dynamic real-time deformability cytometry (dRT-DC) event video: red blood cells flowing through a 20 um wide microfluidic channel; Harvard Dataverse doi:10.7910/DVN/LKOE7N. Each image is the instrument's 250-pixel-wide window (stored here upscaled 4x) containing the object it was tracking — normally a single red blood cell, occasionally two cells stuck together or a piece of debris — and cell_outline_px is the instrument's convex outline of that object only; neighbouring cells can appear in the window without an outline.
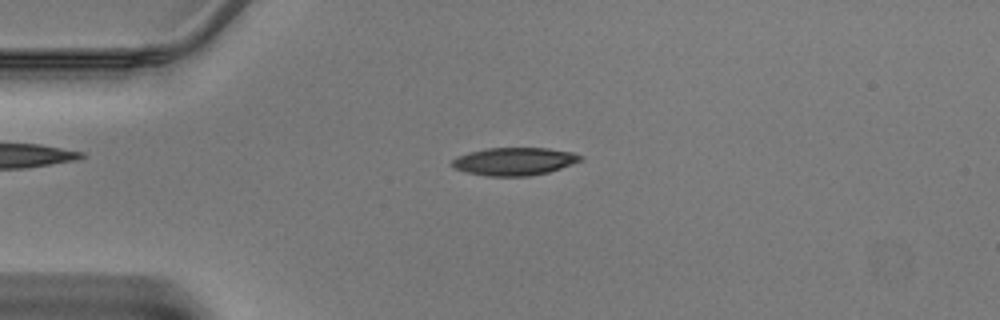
{"species": "Egyptian fruit bat (a non-hibernating species)", "species_latin": "Rousettus aegyptiacus", "temperature_condition": "warm", "stored_images_in_passage": 44, "camera_frame_rate_fps": 3000, "um_per_image_px": 0.085, "animal": {"sex": "male"}, "frame": {"image": 1, "passage_image": 10, "time_ms": 3.0, "image_size_px": [1000, 320], "cell_outline_px": [[584, 160], [548, 172], [532, 176], [488, 176], [468, 172], [452, 168], [448, 164], [456, 156], [468, 152], [484, 148], [548, 148], [572, 152], [584, 156]], "centroid_in_image_um": [43.69, 13.71], "position_along_channel_um": 41.3, "area_um2": 21.1}}
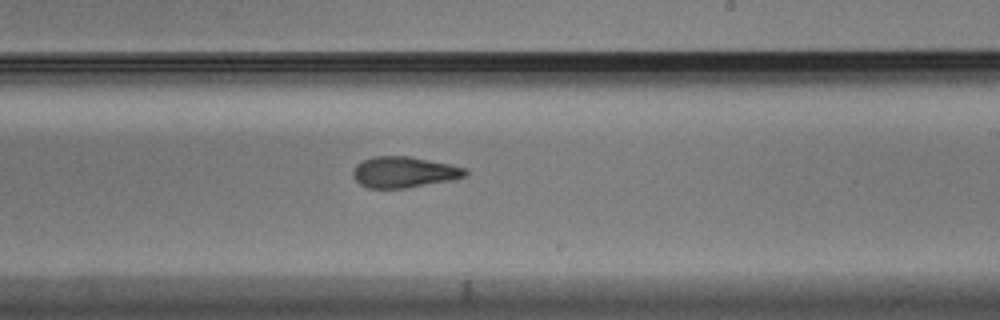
{"frame": {"image": 2, "passage_image": 26, "time_ms": 8.333, "image_size_px": [1000, 320], "cell_outline_px": [[468, 176], [452, 180], [408, 188], [368, 188], [360, 184], [352, 176], [352, 172], [356, 164], [372, 156], [408, 156], [448, 164], [464, 168], [468, 172]], "centroid_in_image_um": [34.32, 14.64], "position_along_channel_um": 254.7, "area_um2": 20.29}}
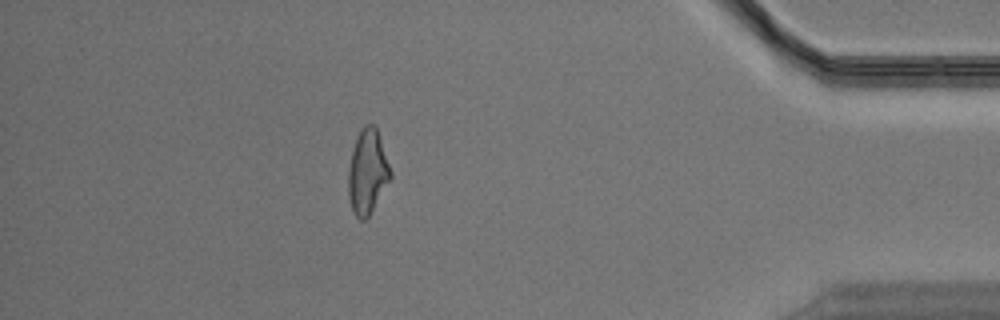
{"frame": {"image": 3, "passage_image": 39, "time_ms": 12.667, "image_size_px": [1000, 320], "cell_outline_px": [[392, 176], [368, 216], [364, 220], [360, 220], [352, 212], [348, 196], [348, 172], [352, 152], [356, 136], [360, 128], [364, 124], [372, 124], [376, 128], [392, 172]], "centroid_in_image_um": [31.22, 14.6], "position_along_channel_um": 404.0, "area_um2": 20.58}}